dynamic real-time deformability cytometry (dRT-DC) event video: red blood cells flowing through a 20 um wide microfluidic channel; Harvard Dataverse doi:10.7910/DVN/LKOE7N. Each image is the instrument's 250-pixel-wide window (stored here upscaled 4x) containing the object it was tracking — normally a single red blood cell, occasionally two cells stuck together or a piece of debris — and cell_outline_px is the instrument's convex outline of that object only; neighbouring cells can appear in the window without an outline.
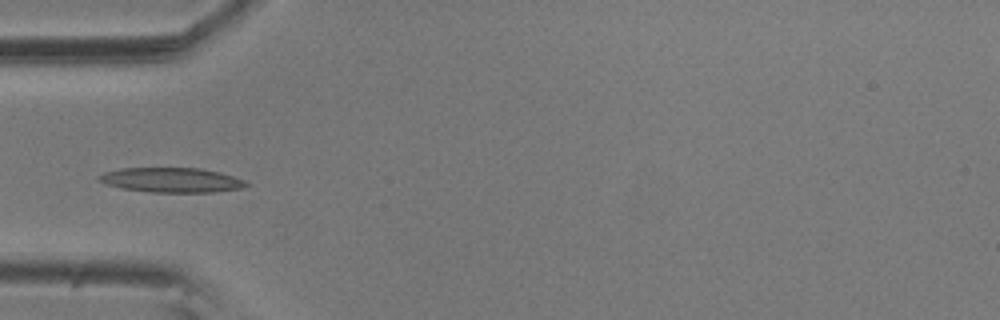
{"species": "common noctule bat (a hibernating species)", "species_latin": "Nyctalus noctula", "temperature_condition": "room temperature", "stored_images_in_passage": 5, "camera_frame_rate_fps": 3000, "um_per_image_px": 0.085, "animal": {"sex": "male", "body_mass_g": 20.5, "forearm_length_mm": 52.5}, "frame": {"image": 1, "passage_image": 4, "time_ms": 1.0, "image_size_px": [1000, 320], "cell_outline_px": [[252, 184], [244, 188], [212, 192], [152, 192], [120, 188], [108, 184], [100, 180], [96, 176], [104, 172], [120, 168], [200, 168], [220, 172], [244, 180]], "centroid_in_image_um": [14.61, 15.3], "position_along_channel_um": 70.4, "area_um2": 21.21}}
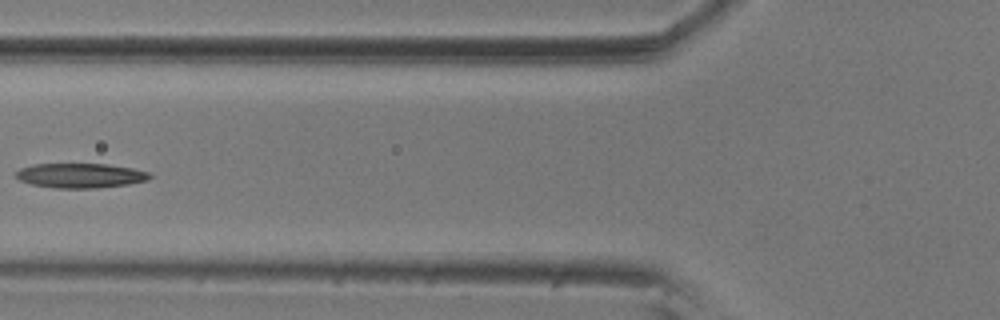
{"frame": {"image": 2, "passage_image": 5, "time_ms": 1.333, "image_size_px": [1000, 320], "cell_outline_px": [[152, 176], [148, 180], [128, 184], [96, 188], [52, 188], [32, 184], [20, 180], [16, 176], [16, 172], [20, 168], [32, 164], [108, 164], [132, 168], [148, 172]], "centroid_in_image_um": [6.83, 14.92], "position_along_channel_um": 119.0, "area_um2": 19.19}}